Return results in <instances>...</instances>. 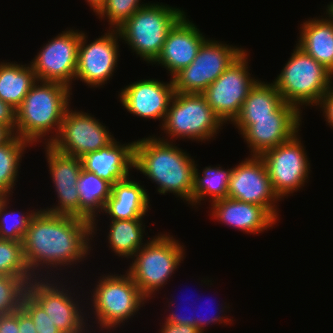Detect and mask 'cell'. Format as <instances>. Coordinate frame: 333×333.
<instances>
[{
    "mask_svg": "<svg viewBox=\"0 0 333 333\" xmlns=\"http://www.w3.org/2000/svg\"><path fill=\"white\" fill-rule=\"evenodd\" d=\"M128 177L111 188L103 213L109 220L143 219L150 209V197L144 185Z\"/></svg>",
    "mask_w": 333,
    "mask_h": 333,
    "instance_id": "obj_23",
    "label": "cell"
},
{
    "mask_svg": "<svg viewBox=\"0 0 333 333\" xmlns=\"http://www.w3.org/2000/svg\"><path fill=\"white\" fill-rule=\"evenodd\" d=\"M281 94L273 82L260 79L249 90L236 119L273 118V114L284 104Z\"/></svg>",
    "mask_w": 333,
    "mask_h": 333,
    "instance_id": "obj_29",
    "label": "cell"
},
{
    "mask_svg": "<svg viewBox=\"0 0 333 333\" xmlns=\"http://www.w3.org/2000/svg\"><path fill=\"white\" fill-rule=\"evenodd\" d=\"M134 146L135 141L121 144L115 139L111 144L81 157L82 168L114 185L131 175Z\"/></svg>",
    "mask_w": 333,
    "mask_h": 333,
    "instance_id": "obj_22",
    "label": "cell"
},
{
    "mask_svg": "<svg viewBox=\"0 0 333 333\" xmlns=\"http://www.w3.org/2000/svg\"><path fill=\"white\" fill-rule=\"evenodd\" d=\"M92 236V224L88 220L38 209L22 241L29 272L34 278H60L65 266L72 269L88 258Z\"/></svg>",
    "mask_w": 333,
    "mask_h": 333,
    "instance_id": "obj_1",
    "label": "cell"
},
{
    "mask_svg": "<svg viewBox=\"0 0 333 333\" xmlns=\"http://www.w3.org/2000/svg\"><path fill=\"white\" fill-rule=\"evenodd\" d=\"M305 149L298 132L289 141L260 156L266 164L273 190L281 200L302 189L309 180L311 167Z\"/></svg>",
    "mask_w": 333,
    "mask_h": 333,
    "instance_id": "obj_12",
    "label": "cell"
},
{
    "mask_svg": "<svg viewBox=\"0 0 333 333\" xmlns=\"http://www.w3.org/2000/svg\"><path fill=\"white\" fill-rule=\"evenodd\" d=\"M4 197H5V196H3V195L0 193V203H1V201L3 200Z\"/></svg>",
    "mask_w": 333,
    "mask_h": 333,
    "instance_id": "obj_46",
    "label": "cell"
},
{
    "mask_svg": "<svg viewBox=\"0 0 333 333\" xmlns=\"http://www.w3.org/2000/svg\"><path fill=\"white\" fill-rule=\"evenodd\" d=\"M14 135L8 127L0 124V145L8 142Z\"/></svg>",
    "mask_w": 333,
    "mask_h": 333,
    "instance_id": "obj_43",
    "label": "cell"
},
{
    "mask_svg": "<svg viewBox=\"0 0 333 333\" xmlns=\"http://www.w3.org/2000/svg\"><path fill=\"white\" fill-rule=\"evenodd\" d=\"M326 16L303 22L296 45L333 74V19Z\"/></svg>",
    "mask_w": 333,
    "mask_h": 333,
    "instance_id": "obj_24",
    "label": "cell"
},
{
    "mask_svg": "<svg viewBox=\"0 0 333 333\" xmlns=\"http://www.w3.org/2000/svg\"><path fill=\"white\" fill-rule=\"evenodd\" d=\"M98 278L100 279L96 282L93 292L90 291L92 299L87 298L92 302L93 308L89 307L95 318L92 323H97L96 328L99 327L100 331H114L134 317L148 300L141 294L127 272L123 275L106 273Z\"/></svg>",
    "mask_w": 333,
    "mask_h": 333,
    "instance_id": "obj_5",
    "label": "cell"
},
{
    "mask_svg": "<svg viewBox=\"0 0 333 333\" xmlns=\"http://www.w3.org/2000/svg\"><path fill=\"white\" fill-rule=\"evenodd\" d=\"M246 50L202 93L220 120L233 123L239 116L249 90L259 80L248 69Z\"/></svg>",
    "mask_w": 333,
    "mask_h": 333,
    "instance_id": "obj_11",
    "label": "cell"
},
{
    "mask_svg": "<svg viewBox=\"0 0 333 333\" xmlns=\"http://www.w3.org/2000/svg\"><path fill=\"white\" fill-rule=\"evenodd\" d=\"M0 275L25 278L29 282L34 279L24 260L22 242L0 239Z\"/></svg>",
    "mask_w": 333,
    "mask_h": 333,
    "instance_id": "obj_32",
    "label": "cell"
},
{
    "mask_svg": "<svg viewBox=\"0 0 333 333\" xmlns=\"http://www.w3.org/2000/svg\"><path fill=\"white\" fill-rule=\"evenodd\" d=\"M9 196L0 203V239L22 242L28 229L29 222L38 209L27 212L13 211L9 206ZM9 209L10 211H7Z\"/></svg>",
    "mask_w": 333,
    "mask_h": 333,
    "instance_id": "obj_31",
    "label": "cell"
},
{
    "mask_svg": "<svg viewBox=\"0 0 333 333\" xmlns=\"http://www.w3.org/2000/svg\"><path fill=\"white\" fill-rule=\"evenodd\" d=\"M0 333H19L18 310L0 315Z\"/></svg>",
    "mask_w": 333,
    "mask_h": 333,
    "instance_id": "obj_39",
    "label": "cell"
},
{
    "mask_svg": "<svg viewBox=\"0 0 333 333\" xmlns=\"http://www.w3.org/2000/svg\"><path fill=\"white\" fill-rule=\"evenodd\" d=\"M175 142L162 140L155 135L135 141L134 168L152 183L157 192L173 193L192 206L195 160Z\"/></svg>",
    "mask_w": 333,
    "mask_h": 333,
    "instance_id": "obj_2",
    "label": "cell"
},
{
    "mask_svg": "<svg viewBox=\"0 0 333 333\" xmlns=\"http://www.w3.org/2000/svg\"><path fill=\"white\" fill-rule=\"evenodd\" d=\"M187 309V308H186ZM169 314H167V317L164 319V321L171 323V324H186V325H191L195 327V312L191 313L192 316H188L186 315V313H184L183 315L180 314V312H175L177 310H168ZM185 315V316H184Z\"/></svg>",
    "mask_w": 333,
    "mask_h": 333,
    "instance_id": "obj_40",
    "label": "cell"
},
{
    "mask_svg": "<svg viewBox=\"0 0 333 333\" xmlns=\"http://www.w3.org/2000/svg\"><path fill=\"white\" fill-rule=\"evenodd\" d=\"M59 280L34 278L28 283L27 292L43 307L61 333H91L89 329L94 325L87 323L90 315L85 314L86 306L80 304L79 295L70 289L73 285L67 288L65 284L68 282Z\"/></svg>",
    "mask_w": 333,
    "mask_h": 333,
    "instance_id": "obj_9",
    "label": "cell"
},
{
    "mask_svg": "<svg viewBox=\"0 0 333 333\" xmlns=\"http://www.w3.org/2000/svg\"><path fill=\"white\" fill-rule=\"evenodd\" d=\"M159 333H201L196 327L186 324H171L165 321L162 323Z\"/></svg>",
    "mask_w": 333,
    "mask_h": 333,
    "instance_id": "obj_42",
    "label": "cell"
},
{
    "mask_svg": "<svg viewBox=\"0 0 333 333\" xmlns=\"http://www.w3.org/2000/svg\"><path fill=\"white\" fill-rule=\"evenodd\" d=\"M223 125L203 94L174 93L164 122L160 125L169 139L165 136L158 138L169 142H176L178 138L205 142L216 138Z\"/></svg>",
    "mask_w": 333,
    "mask_h": 333,
    "instance_id": "obj_8",
    "label": "cell"
},
{
    "mask_svg": "<svg viewBox=\"0 0 333 333\" xmlns=\"http://www.w3.org/2000/svg\"><path fill=\"white\" fill-rule=\"evenodd\" d=\"M326 14L329 15L332 19H333V1L330 2L329 5H327V8H326Z\"/></svg>",
    "mask_w": 333,
    "mask_h": 333,
    "instance_id": "obj_45",
    "label": "cell"
},
{
    "mask_svg": "<svg viewBox=\"0 0 333 333\" xmlns=\"http://www.w3.org/2000/svg\"><path fill=\"white\" fill-rule=\"evenodd\" d=\"M95 15L100 11V9L104 6L106 0H85Z\"/></svg>",
    "mask_w": 333,
    "mask_h": 333,
    "instance_id": "obj_44",
    "label": "cell"
},
{
    "mask_svg": "<svg viewBox=\"0 0 333 333\" xmlns=\"http://www.w3.org/2000/svg\"><path fill=\"white\" fill-rule=\"evenodd\" d=\"M208 305V304H207ZM206 306V305H205ZM201 307V306H200ZM199 307V308H200ZM221 307V308H220ZM220 307H218V308H216V310L217 309H220L219 310V312L218 311H214L216 314H210L211 315V317H207V318H204L203 316L202 317H199L198 315H196L197 313H198V311L196 310V309H198L197 307L195 308V327L201 332V333H204V331H205V329H206V327H208V325L209 324H211L212 325V323L215 325V323L217 324V323H220V324H225V325H227V324H232V322L234 321L233 319H231V318H229L225 313L227 312V311H225V308L227 307V305L226 306H224L223 307V304L220 306ZM223 307V308H222ZM212 308V307H211ZM199 310V309H198ZM213 311L211 310V313H212ZM213 312V313H214ZM225 312V313H224ZM224 313V314H223ZM199 314V313H198ZM221 314V315H220ZM200 315H202L201 313H200ZM205 315V314H204ZM209 318V319H208ZM232 321V322H231Z\"/></svg>",
    "mask_w": 333,
    "mask_h": 333,
    "instance_id": "obj_36",
    "label": "cell"
},
{
    "mask_svg": "<svg viewBox=\"0 0 333 333\" xmlns=\"http://www.w3.org/2000/svg\"><path fill=\"white\" fill-rule=\"evenodd\" d=\"M0 124L16 134V109L0 99Z\"/></svg>",
    "mask_w": 333,
    "mask_h": 333,
    "instance_id": "obj_37",
    "label": "cell"
},
{
    "mask_svg": "<svg viewBox=\"0 0 333 333\" xmlns=\"http://www.w3.org/2000/svg\"><path fill=\"white\" fill-rule=\"evenodd\" d=\"M245 51V48L207 39L193 62L172 77L174 92L202 94Z\"/></svg>",
    "mask_w": 333,
    "mask_h": 333,
    "instance_id": "obj_10",
    "label": "cell"
},
{
    "mask_svg": "<svg viewBox=\"0 0 333 333\" xmlns=\"http://www.w3.org/2000/svg\"><path fill=\"white\" fill-rule=\"evenodd\" d=\"M302 112L295 106L284 103L273 118L235 119L232 123L247 143L250 156H261L269 149L289 141L302 122Z\"/></svg>",
    "mask_w": 333,
    "mask_h": 333,
    "instance_id": "obj_13",
    "label": "cell"
},
{
    "mask_svg": "<svg viewBox=\"0 0 333 333\" xmlns=\"http://www.w3.org/2000/svg\"><path fill=\"white\" fill-rule=\"evenodd\" d=\"M228 198L261 205L279 220L276 203L281 199L273 190L266 164L260 156H248L233 167Z\"/></svg>",
    "mask_w": 333,
    "mask_h": 333,
    "instance_id": "obj_17",
    "label": "cell"
},
{
    "mask_svg": "<svg viewBox=\"0 0 333 333\" xmlns=\"http://www.w3.org/2000/svg\"><path fill=\"white\" fill-rule=\"evenodd\" d=\"M21 308L31 317L37 333H61L43 307L28 292L23 297Z\"/></svg>",
    "mask_w": 333,
    "mask_h": 333,
    "instance_id": "obj_35",
    "label": "cell"
},
{
    "mask_svg": "<svg viewBox=\"0 0 333 333\" xmlns=\"http://www.w3.org/2000/svg\"><path fill=\"white\" fill-rule=\"evenodd\" d=\"M45 157L57 193L58 204L43 210L60 215L79 217L77 180L82 170L81 159L63 154L49 144L44 145Z\"/></svg>",
    "mask_w": 333,
    "mask_h": 333,
    "instance_id": "obj_18",
    "label": "cell"
},
{
    "mask_svg": "<svg viewBox=\"0 0 333 333\" xmlns=\"http://www.w3.org/2000/svg\"><path fill=\"white\" fill-rule=\"evenodd\" d=\"M29 281L25 278L0 275V315L21 308Z\"/></svg>",
    "mask_w": 333,
    "mask_h": 333,
    "instance_id": "obj_33",
    "label": "cell"
},
{
    "mask_svg": "<svg viewBox=\"0 0 333 333\" xmlns=\"http://www.w3.org/2000/svg\"><path fill=\"white\" fill-rule=\"evenodd\" d=\"M87 38L88 35L82 31L75 80L80 79L90 88L103 87L110 78L112 79L111 76L118 67L120 35L117 29H109L103 36L89 43Z\"/></svg>",
    "mask_w": 333,
    "mask_h": 333,
    "instance_id": "obj_16",
    "label": "cell"
},
{
    "mask_svg": "<svg viewBox=\"0 0 333 333\" xmlns=\"http://www.w3.org/2000/svg\"><path fill=\"white\" fill-rule=\"evenodd\" d=\"M146 4L141 3V0H106L96 16L99 19L107 18L109 29H117Z\"/></svg>",
    "mask_w": 333,
    "mask_h": 333,
    "instance_id": "obj_34",
    "label": "cell"
},
{
    "mask_svg": "<svg viewBox=\"0 0 333 333\" xmlns=\"http://www.w3.org/2000/svg\"><path fill=\"white\" fill-rule=\"evenodd\" d=\"M187 17L185 13L169 30L160 55L152 63L166 68L170 78L193 62L201 45L208 39Z\"/></svg>",
    "mask_w": 333,
    "mask_h": 333,
    "instance_id": "obj_20",
    "label": "cell"
},
{
    "mask_svg": "<svg viewBox=\"0 0 333 333\" xmlns=\"http://www.w3.org/2000/svg\"><path fill=\"white\" fill-rule=\"evenodd\" d=\"M195 164L193 190H192V207L201 204L209 196V202L228 197V187L230 175L233 168L223 169L222 166H206L201 173ZM206 197V199H205Z\"/></svg>",
    "mask_w": 333,
    "mask_h": 333,
    "instance_id": "obj_28",
    "label": "cell"
},
{
    "mask_svg": "<svg viewBox=\"0 0 333 333\" xmlns=\"http://www.w3.org/2000/svg\"><path fill=\"white\" fill-rule=\"evenodd\" d=\"M170 234L158 233L150 238L131 258L127 272L149 301L161 288L165 287L185 258V249Z\"/></svg>",
    "mask_w": 333,
    "mask_h": 333,
    "instance_id": "obj_4",
    "label": "cell"
},
{
    "mask_svg": "<svg viewBox=\"0 0 333 333\" xmlns=\"http://www.w3.org/2000/svg\"><path fill=\"white\" fill-rule=\"evenodd\" d=\"M317 106L321 107L323 116L326 118V124L329 125L331 129H333V85L323 95L320 103Z\"/></svg>",
    "mask_w": 333,
    "mask_h": 333,
    "instance_id": "obj_38",
    "label": "cell"
},
{
    "mask_svg": "<svg viewBox=\"0 0 333 333\" xmlns=\"http://www.w3.org/2000/svg\"><path fill=\"white\" fill-rule=\"evenodd\" d=\"M106 127L91 113L75 109L73 111L69 107L57 136L49 145L63 154L81 158L115 140Z\"/></svg>",
    "mask_w": 333,
    "mask_h": 333,
    "instance_id": "obj_14",
    "label": "cell"
},
{
    "mask_svg": "<svg viewBox=\"0 0 333 333\" xmlns=\"http://www.w3.org/2000/svg\"><path fill=\"white\" fill-rule=\"evenodd\" d=\"M31 143L16 134L5 144L0 145V193L11 196L15 190L22 156ZM21 160V161H20Z\"/></svg>",
    "mask_w": 333,
    "mask_h": 333,
    "instance_id": "obj_30",
    "label": "cell"
},
{
    "mask_svg": "<svg viewBox=\"0 0 333 333\" xmlns=\"http://www.w3.org/2000/svg\"><path fill=\"white\" fill-rule=\"evenodd\" d=\"M71 95L72 88L65 84L37 81L16 108V135L32 146L43 139V144L52 142L70 107Z\"/></svg>",
    "mask_w": 333,
    "mask_h": 333,
    "instance_id": "obj_3",
    "label": "cell"
},
{
    "mask_svg": "<svg viewBox=\"0 0 333 333\" xmlns=\"http://www.w3.org/2000/svg\"><path fill=\"white\" fill-rule=\"evenodd\" d=\"M174 93L172 78L169 82L143 79L122 88L118 98L130 114L145 120H162L163 124Z\"/></svg>",
    "mask_w": 333,
    "mask_h": 333,
    "instance_id": "obj_19",
    "label": "cell"
},
{
    "mask_svg": "<svg viewBox=\"0 0 333 333\" xmlns=\"http://www.w3.org/2000/svg\"><path fill=\"white\" fill-rule=\"evenodd\" d=\"M18 331L19 333H37L31 317L22 309H18Z\"/></svg>",
    "mask_w": 333,
    "mask_h": 333,
    "instance_id": "obj_41",
    "label": "cell"
},
{
    "mask_svg": "<svg viewBox=\"0 0 333 333\" xmlns=\"http://www.w3.org/2000/svg\"><path fill=\"white\" fill-rule=\"evenodd\" d=\"M36 82L37 78L30 64L4 60L0 62V99L15 109Z\"/></svg>",
    "mask_w": 333,
    "mask_h": 333,
    "instance_id": "obj_26",
    "label": "cell"
},
{
    "mask_svg": "<svg viewBox=\"0 0 333 333\" xmlns=\"http://www.w3.org/2000/svg\"><path fill=\"white\" fill-rule=\"evenodd\" d=\"M211 217L247 234L262 233L278 221L261 205L224 198L211 203Z\"/></svg>",
    "mask_w": 333,
    "mask_h": 333,
    "instance_id": "obj_21",
    "label": "cell"
},
{
    "mask_svg": "<svg viewBox=\"0 0 333 333\" xmlns=\"http://www.w3.org/2000/svg\"><path fill=\"white\" fill-rule=\"evenodd\" d=\"M77 188L79 193V217L88 220L92 224V238L97 234L96 218L104 210V206L111 195L112 185L98 177L95 173L82 168Z\"/></svg>",
    "mask_w": 333,
    "mask_h": 333,
    "instance_id": "obj_25",
    "label": "cell"
},
{
    "mask_svg": "<svg viewBox=\"0 0 333 333\" xmlns=\"http://www.w3.org/2000/svg\"><path fill=\"white\" fill-rule=\"evenodd\" d=\"M185 14L183 9L163 3H147L117 31L120 39L142 60L153 63L162 51L169 30Z\"/></svg>",
    "mask_w": 333,
    "mask_h": 333,
    "instance_id": "obj_6",
    "label": "cell"
},
{
    "mask_svg": "<svg viewBox=\"0 0 333 333\" xmlns=\"http://www.w3.org/2000/svg\"><path fill=\"white\" fill-rule=\"evenodd\" d=\"M332 80L333 74L328 69L295 45L288 62L272 82L283 101L302 112L301 106L317 107L333 85Z\"/></svg>",
    "mask_w": 333,
    "mask_h": 333,
    "instance_id": "obj_7",
    "label": "cell"
},
{
    "mask_svg": "<svg viewBox=\"0 0 333 333\" xmlns=\"http://www.w3.org/2000/svg\"><path fill=\"white\" fill-rule=\"evenodd\" d=\"M109 223L108 246L120 258H132L148 241L143 242V219L111 220Z\"/></svg>",
    "mask_w": 333,
    "mask_h": 333,
    "instance_id": "obj_27",
    "label": "cell"
},
{
    "mask_svg": "<svg viewBox=\"0 0 333 333\" xmlns=\"http://www.w3.org/2000/svg\"><path fill=\"white\" fill-rule=\"evenodd\" d=\"M68 29L59 33L31 60L37 81L59 82L72 88L75 81L78 47L82 30Z\"/></svg>",
    "mask_w": 333,
    "mask_h": 333,
    "instance_id": "obj_15",
    "label": "cell"
}]
</instances>
